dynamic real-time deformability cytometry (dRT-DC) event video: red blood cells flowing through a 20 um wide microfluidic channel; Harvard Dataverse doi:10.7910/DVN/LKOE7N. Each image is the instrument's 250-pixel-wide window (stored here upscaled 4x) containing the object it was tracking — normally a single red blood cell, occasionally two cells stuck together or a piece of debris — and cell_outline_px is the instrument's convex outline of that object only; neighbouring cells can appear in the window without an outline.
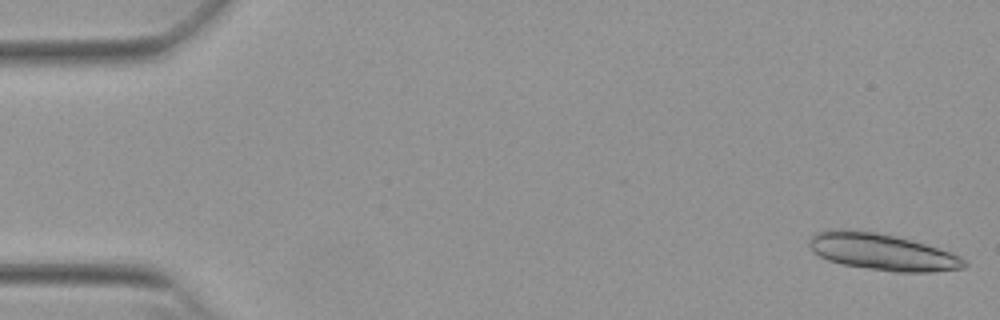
{"species": "Egyptian fruit bat (a non-hibernating species)", "species_latin": "Rousettus aegyptiacus", "temperature_condition": "warm", "stored_images_in_passage": 29, "segment_of_instrument_passage": [1, 2], "camera_frame_rate_fps": 3000, "um_per_image_px": 0.085, "animal": {"sex": "female"}, "frame": {"image": 1, "passage_image": 1, "time_ms": 0.0, "image_size_px": [1000, 320], "cell_outline_px": [[968, 264], [964, 268], [932, 272], [892, 272], [844, 264], [828, 260], [820, 256], [808, 244], [808, 240], [812, 236], [820, 232], [876, 232], [924, 244], [952, 252], [960, 256]], "centroid_in_image_um": [75.09, 21.47], "position_along_channel_um": 9.9, "area_um2": 31.85}}
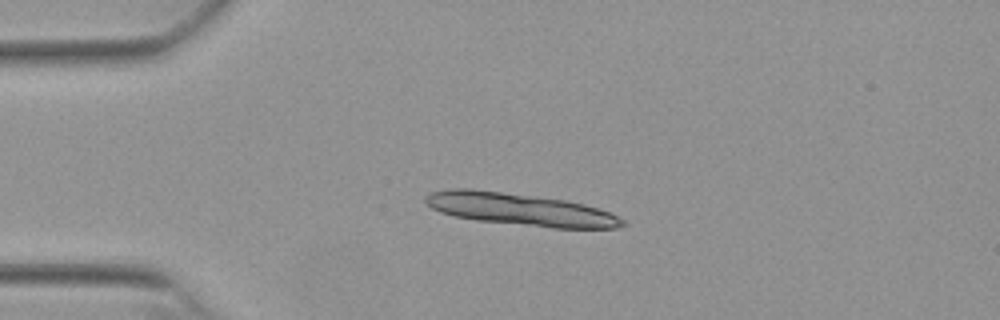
{"frame": {"image": 2, "passage_image": 12, "time_ms": 3.667, "image_size_px": [1000, 320], "cell_outline_px": [[628, 224], [616, 228], [552, 228], [476, 220], [452, 216], [440, 212], [432, 208], [424, 200], [424, 196], [432, 192], [452, 188], [468, 188], [568, 200], [584, 204], [620, 216]], "centroid_in_image_um": [44.22, 17.8], "position_along_channel_um": 40.8, "area_um2": 37.05}}